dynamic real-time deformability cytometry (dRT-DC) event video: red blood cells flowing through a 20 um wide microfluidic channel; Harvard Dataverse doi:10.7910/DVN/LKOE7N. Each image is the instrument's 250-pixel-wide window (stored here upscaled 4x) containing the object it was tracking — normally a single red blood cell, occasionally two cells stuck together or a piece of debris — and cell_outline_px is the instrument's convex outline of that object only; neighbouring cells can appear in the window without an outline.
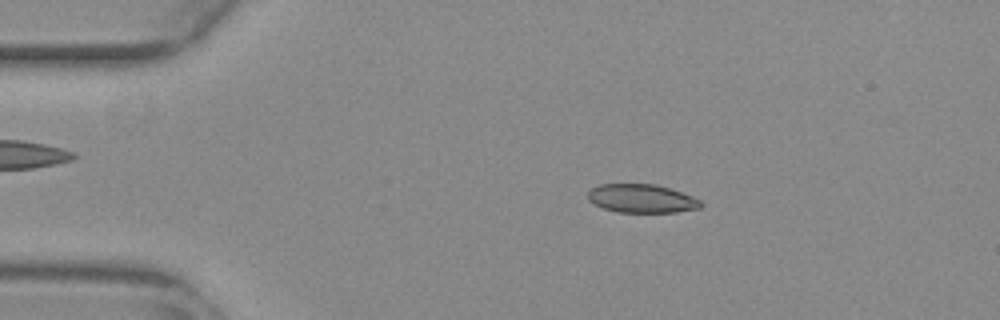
{"species": "common noctule bat (a hibernating species)", "species_latin": "Nyctalus noctula", "temperature_condition": "warm", "stored_images_in_passage": 48, "camera_frame_rate_fps": 3000, "um_per_image_px": 0.085, "animal": {"sex": "female", "body_mass_g": 29.2, "forearm_length_mm": 56.3}, "frame": {"image": 1, "passage_image": 5, "time_ms": 1.333, "image_size_px": [1000, 320], "cell_outline_px": [[704, 204], [700, 208], [676, 212], [616, 212], [604, 208], [588, 200], [588, 192], [592, 188], [600, 184], [656, 184], [672, 188], [692, 196], [700, 200]], "centroid_in_image_um": [54.58, 16.87], "position_along_channel_um": 30.4, "area_um2": 18.84}}
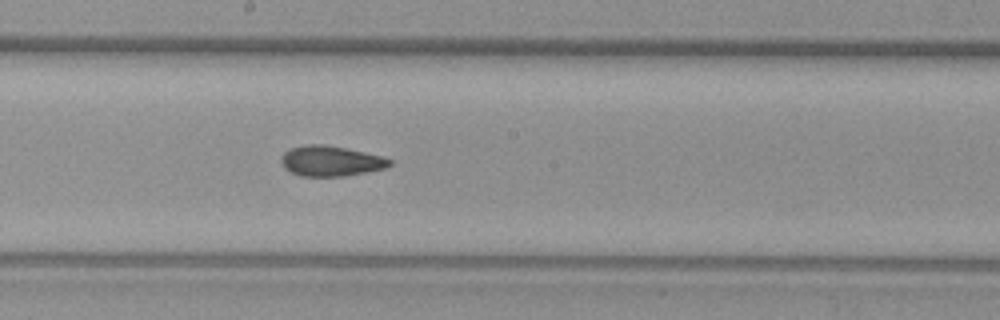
{"frame": {"image": 2, "passage_image": 24, "time_ms": 7.667, "image_size_px": [1000, 320], "cell_outline_px": [[392, 164], [384, 168], [344, 176], [300, 176], [284, 168], [280, 160], [284, 152], [292, 148], [308, 144], [324, 144], [384, 156], [392, 160]], "centroid_in_image_um": [28.11, 13.68], "position_along_channel_um": 220.1, "area_um2": 19.02}}
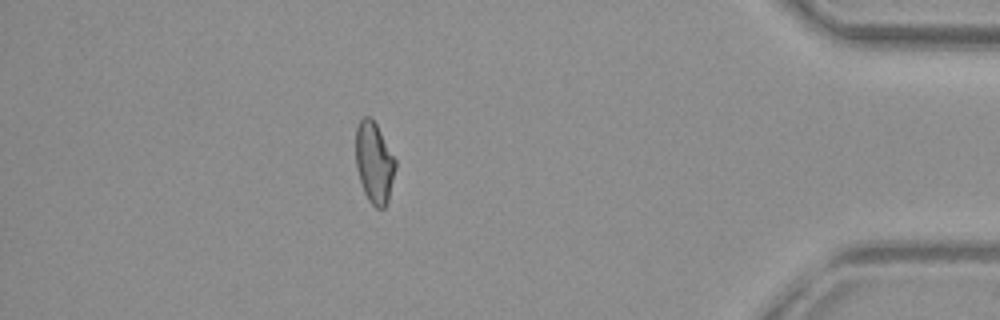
{"frame": {"image": 3, "passage_image": 42, "time_ms": 13.667, "image_size_px": [1000, 320], "cell_outline_px": [[396, 168], [388, 200], [384, 208], [376, 208], [368, 200], [364, 192], [356, 168], [356, 128], [360, 120], [364, 116], [372, 116], [396, 160]], "centroid_in_image_um": [31.81, 13.81], "position_along_channel_um": 403.4, "area_um2": 18.79}, "authors_computed_cell_mechanics": {"area_um2": 19.2763, "velocity_mm_per_s": 3.8481, "shape_relaxation_time_tau1_ms": null, "shape_relaxation_time_tau2_ms": 2.9271, "deformation_change_tau1": null, "deformation_change_tau2": 0.0812}}